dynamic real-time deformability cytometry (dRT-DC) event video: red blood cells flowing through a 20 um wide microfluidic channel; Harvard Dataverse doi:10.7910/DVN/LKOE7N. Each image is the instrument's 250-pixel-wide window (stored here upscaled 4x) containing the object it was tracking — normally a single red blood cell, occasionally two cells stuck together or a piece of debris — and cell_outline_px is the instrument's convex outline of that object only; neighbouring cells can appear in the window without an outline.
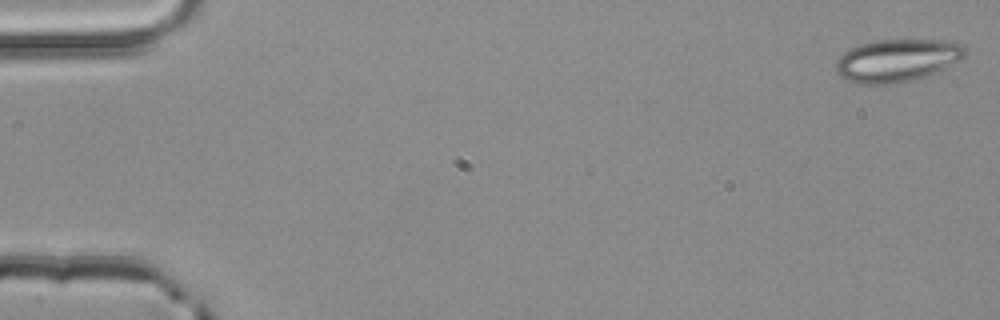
{"species": "common noctule bat (a hibernating species)", "species_latin": "Nyctalus noctula", "temperature_condition": "room temperature", "stored_images_in_passage": 3, "camera_frame_rate_fps": 3000, "um_per_image_px": 0.085, "animal": {"sex": "male", "body_mass_g": 20.4}, "frame": {"image": 1, "passage_image": 1, "time_ms": 0.0, "image_size_px": [1000, 320], "cell_outline_px": [[968, 52], [960, 60], [944, 68], [924, 76], [912, 80], [896, 84], [856, 84], [840, 76], [836, 72], [836, 60], [844, 52], [860, 44], [876, 40], [940, 40], [964, 44], [968, 48]], "centroid_in_image_um": [76.26, 5.13], "position_along_channel_um": 8.7, "area_um2": 32.19}}